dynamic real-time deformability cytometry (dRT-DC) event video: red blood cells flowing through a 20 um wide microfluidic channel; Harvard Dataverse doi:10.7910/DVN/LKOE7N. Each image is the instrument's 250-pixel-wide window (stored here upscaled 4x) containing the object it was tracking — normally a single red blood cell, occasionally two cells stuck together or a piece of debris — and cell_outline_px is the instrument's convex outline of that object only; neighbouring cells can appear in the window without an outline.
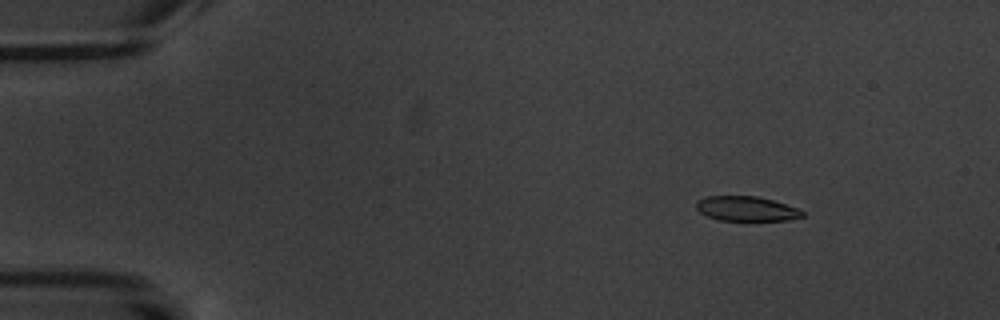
{"species": "common noctule bat (a hibernating species)", "species_latin": "Nyctalus noctula", "temperature_condition": "warm", "stored_images_in_passage": 5, "camera_frame_rate_fps": 3000, "um_per_image_px": 0.085, "animal": {"sex": "male", "body_mass_g": 20.1, "forearm_length_mm": 53.5}, "frame": {"image": 1, "passage_image": 2, "time_ms": 1.333, "image_size_px": [1000, 320], "cell_outline_px": [[804, 216], [788, 220], [720, 220], [708, 216], [700, 212], [696, 208], [696, 200], [708, 196], [756, 196], [772, 200], [796, 208], [804, 212]], "centroid_in_image_um": [63.42, 17.73], "position_along_channel_um": 21.6, "area_um2": 15.09}}
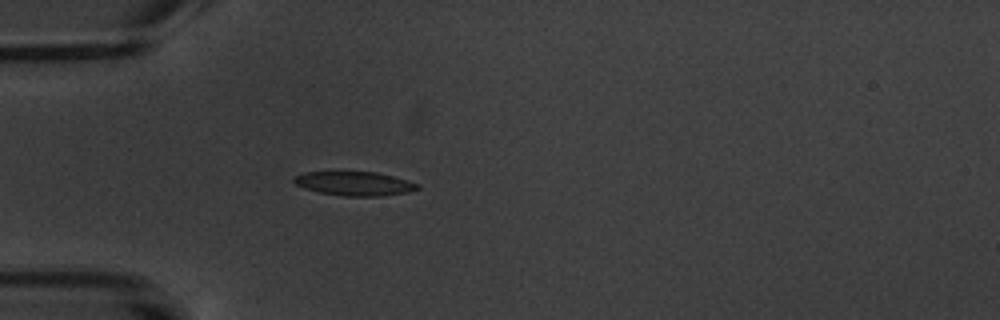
{"frame": {"image": 2, "passage_image": 5, "time_ms": 4.667, "image_size_px": [1000, 320], "cell_outline_px": [[420, 188], [408, 192], [380, 196], [344, 196], [320, 192], [304, 188], [296, 184], [292, 180], [296, 176], [304, 172], [376, 172], [408, 180], [420, 184]], "centroid_in_image_um": [30.16, 15.6], "position_along_channel_um": 54.8, "area_um2": 17.17}}